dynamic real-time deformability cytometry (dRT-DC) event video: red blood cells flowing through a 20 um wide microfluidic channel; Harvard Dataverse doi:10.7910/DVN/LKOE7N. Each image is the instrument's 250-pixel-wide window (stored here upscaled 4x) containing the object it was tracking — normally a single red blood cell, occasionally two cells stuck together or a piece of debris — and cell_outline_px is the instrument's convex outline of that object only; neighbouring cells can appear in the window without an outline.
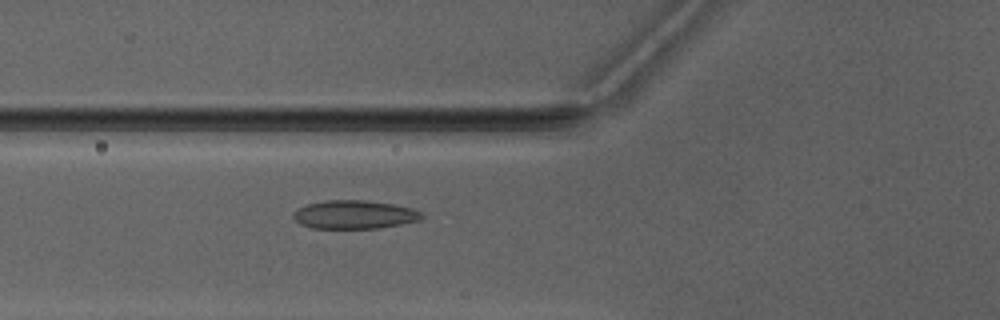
{"species": "Egyptian fruit bat (a non-hibernating species)", "species_latin": "Rousettus aegyptiacus", "temperature_condition": "warm", "stored_images_in_passage": 6, "camera_frame_rate_fps": 3000, "um_per_image_px": 0.085, "animal": {"sex": "male"}, "frame": {"image": 1, "passage_image": 6, "time_ms": 6.0, "image_size_px": [1000, 320], "cell_outline_px": [[424, 216], [420, 220], [380, 228], [312, 228], [300, 224], [292, 216], [300, 208], [308, 204], [328, 200], [364, 200], [396, 204], [412, 208], [420, 212]], "centroid_in_image_um": [30.16, 18.24], "position_along_channel_um": 95.6, "area_um2": 21.15}}